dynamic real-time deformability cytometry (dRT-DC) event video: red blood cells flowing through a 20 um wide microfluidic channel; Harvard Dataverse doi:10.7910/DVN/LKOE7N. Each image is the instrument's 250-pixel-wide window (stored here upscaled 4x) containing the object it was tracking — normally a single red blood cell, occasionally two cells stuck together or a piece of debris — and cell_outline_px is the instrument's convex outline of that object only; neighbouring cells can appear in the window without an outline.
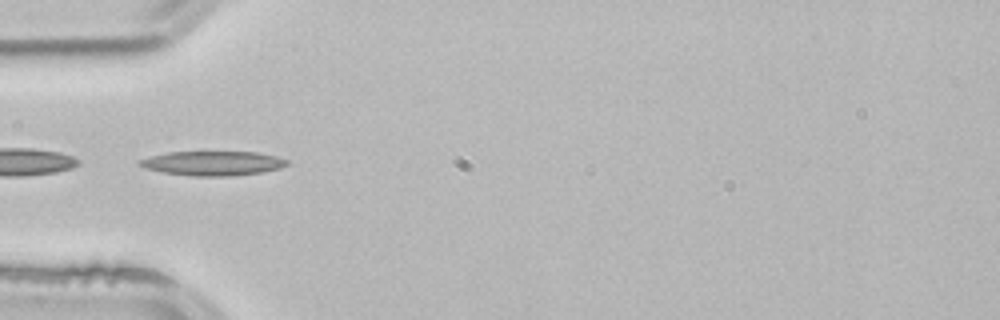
{"species": "common noctule bat (a hibernating species)", "species_latin": "Nyctalus noctula", "temperature_condition": "room temperature", "stored_images_in_passage": 34, "camera_frame_rate_fps": 3000, "um_per_image_px": 0.085, "animal": {"sex": "male", "body_mass_g": 21.5, "forearm_length_mm": 52.0}, "frame": {"image": 1, "passage_image": 15, "time_ms": 4.667, "image_size_px": [1000, 320], "cell_outline_px": [[288, 164], [280, 168], [260, 172], [232, 176], [192, 176], [164, 172], [144, 168], [136, 164], [136, 160], [168, 152], [256, 152], [276, 156], [288, 160]], "centroid_in_image_um": [18.05, 13.88], "position_along_channel_um": 67.0, "area_um2": 20.92}}